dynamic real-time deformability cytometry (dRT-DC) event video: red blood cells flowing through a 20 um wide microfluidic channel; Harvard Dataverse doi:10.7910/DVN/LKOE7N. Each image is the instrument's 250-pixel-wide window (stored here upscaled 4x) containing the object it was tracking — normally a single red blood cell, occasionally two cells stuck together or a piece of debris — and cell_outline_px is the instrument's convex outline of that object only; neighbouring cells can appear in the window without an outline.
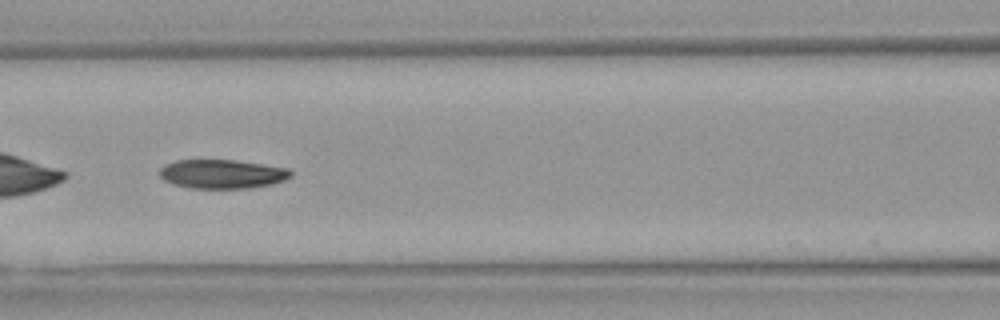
{"species": "Egyptian fruit bat (a non-hibernating species)", "species_latin": "Rousettus aegyptiacus", "temperature_condition": "warm", "stored_images_in_passage": 50, "camera_frame_rate_fps": 3000, "um_per_image_px": 0.085, "animal": {"sex": "female"}, "frame": {"image": 1, "passage_image": 22, "time_ms": 7.0, "image_size_px": [1000, 320], "cell_outline_px": [[292, 176], [284, 180], [272, 184], [248, 188], [192, 188], [172, 184], [164, 180], [160, 176], [160, 168], [164, 164], [176, 160], [236, 160], [288, 168], [292, 172]], "centroid_in_image_um": [18.87, 14.78], "position_along_channel_um": 147.7, "area_um2": 22.2}}
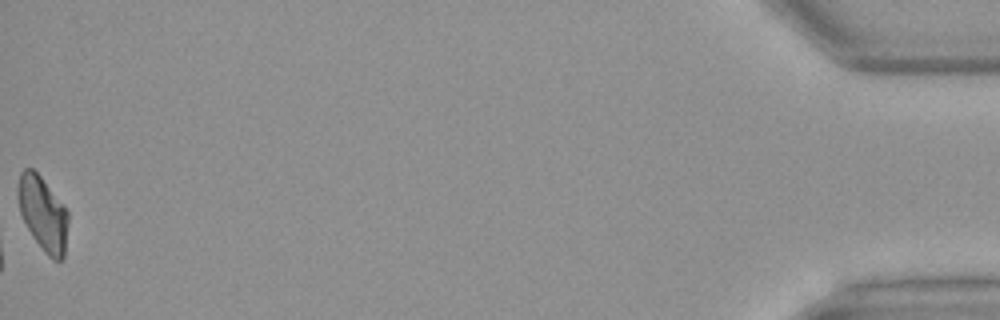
{"frame": {"image": 2, "passage_image": 50, "time_ms": 16.333, "image_size_px": [1000, 320], "cell_outline_px": [[68, 220], [64, 256], [60, 260], [52, 260], [44, 252], [32, 236], [20, 212], [16, 192], [16, 188], [20, 172], [24, 168], [32, 168], [40, 176], [68, 212]], "centroid_in_image_um": [3.62, 18.15], "position_along_channel_um": 431.6, "area_um2": 21.56}, "authors_computed_cell_mechanics": {"area_um2": 23.3512, "velocity_mm_per_s": 4.1155, "shape_relaxation_time_tau1_ms": 6.514, "shape_relaxation_time_tau2_ms": 4.8738, "deformation_change_tau1": 0.1981, "deformation_change_tau2": 0.1053}}